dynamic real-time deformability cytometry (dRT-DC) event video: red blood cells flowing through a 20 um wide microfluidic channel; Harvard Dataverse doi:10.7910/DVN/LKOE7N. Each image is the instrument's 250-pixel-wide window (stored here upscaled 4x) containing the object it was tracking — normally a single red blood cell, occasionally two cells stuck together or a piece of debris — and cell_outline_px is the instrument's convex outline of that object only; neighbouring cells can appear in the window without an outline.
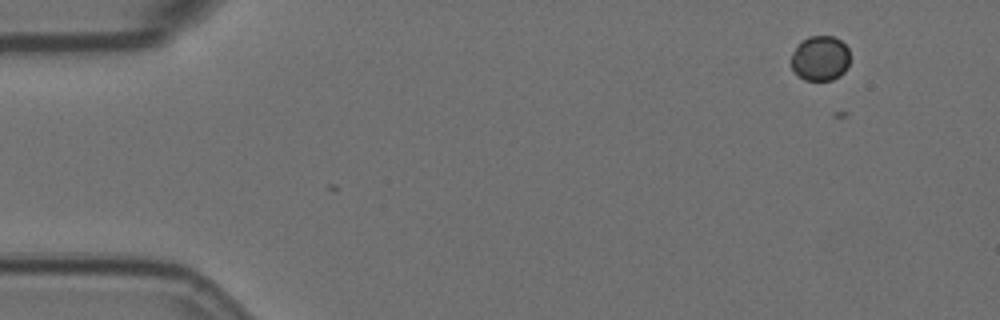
{"species": "Egyptian fruit bat (a non-hibernating species)", "species_latin": "Rousettus aegyptiacus", "temperature_condition": "room temperature", "stored_images_in_passage": 6, "camera_frame_rate_fps": 3000, "um_per_image_px": 0.085, "animal": {"sex": "female"}, "frame": {"image": 1, "passage_image": 6, "time_ms": 1.667, "image_size_px": [1000, 320], "cell_outline_px": [[848, 64], [844, 72], [840, 76], [832, 80], [804, 80], [792, 68], [792, 52], [800, 40], [808, 36], [832, 36], [840, 40], [848, 48]], "centroid_in_image_um": [69.7, 4.94], "position_along_channel_um": 15.3, "area_um2": 15.37}}